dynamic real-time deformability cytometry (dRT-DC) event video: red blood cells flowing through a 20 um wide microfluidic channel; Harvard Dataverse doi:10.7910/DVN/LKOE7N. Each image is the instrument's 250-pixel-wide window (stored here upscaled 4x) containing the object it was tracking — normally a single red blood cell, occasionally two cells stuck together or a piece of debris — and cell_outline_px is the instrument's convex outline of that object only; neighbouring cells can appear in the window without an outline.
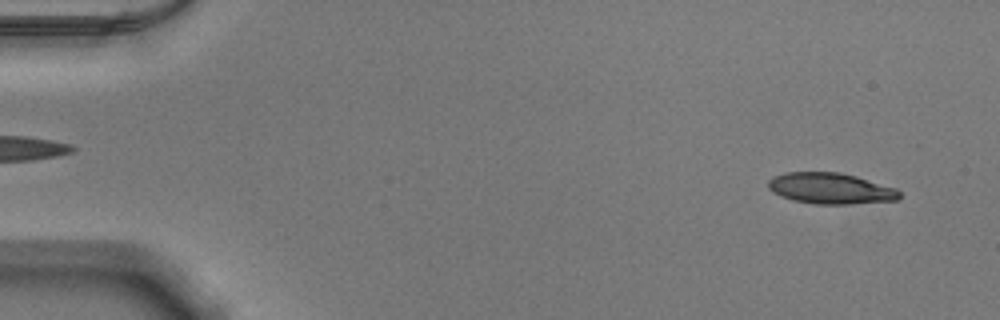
{"species": "Egyptian fruit bat (a non-hibernating species)", "species_latin": "Rousettus aegyptiacus", "temperature_condition": "warm", "stored_images_in_passage": 52, "camera_frame_rate_fps": 3000, "um_per_image_px": 0.085, "animal": {"sex": "male"}, "frame": {"image": 1, "passage_image": 3, "time_ms": 0.667, "image_size_px": [1000, 320], "cell_outline_px": [[900, 196], [896, 200], [848, 204], [816, 204], [792, 200], [780, 196], [772, 192], [768, 188], [768, 180], [772, 176], [784, 172], [840, 172], [856, 176], [896, 188], [900, 192]], "centroid_in_image_um": [70.55, 16.01], "position_along_channel_um": 14.4, "area_um2": 23.81}}
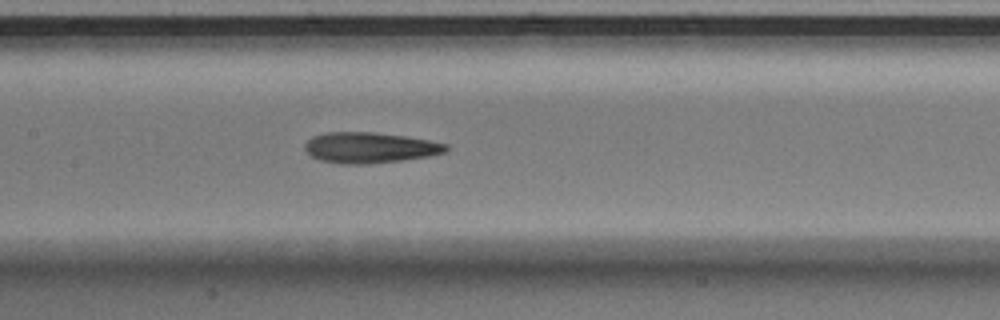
{"frame": {"image": 2, "passage_image": 25, "time_ms": 8.0, "image_size_px": [1000, 320], "cell_outline_px": [[448, 152], [428, 156], [400, 160], [368, 164], [340, 164], [320, 160], [308, 156], [304, 148], [304, 144], [312, 136], [328, 132], [372, 132], [404, 136], [428, 140], [448, 144]], "centroid_in_image_um": [31.39, 12.55], "position_along_channel_um": 176.0, "area_um2": 25.37}}
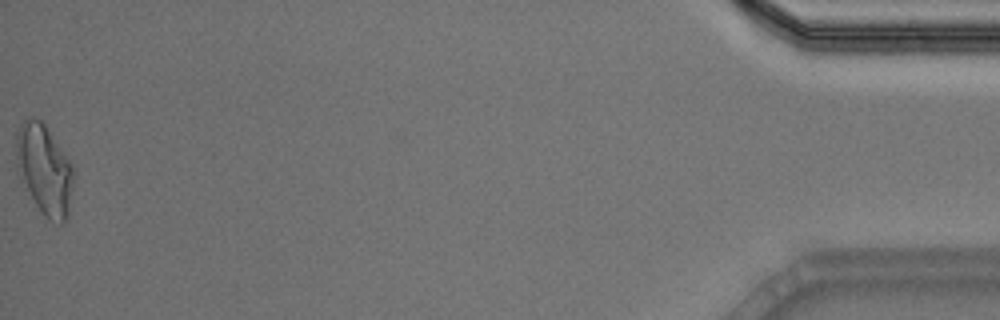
{"frame": {"image": 3, "passage_image": 52, "time_ms": 17.0, "image_size_px": [1000, 320], "cell_outline_px": [[76, 176], [68, 216], [60, 224], [48, 220], [44, 216], [20, 180], [16, 172], [16, 132], [20, 124], [24, 120], [32, 116], [40, 120], [44, 124], [72, 164]], "centroid_in_image_um": [3.78, 14.43], "position_along_channel_um": 431.4, "area_um2": 30.58}, "authors_computed_cell_mechanics": {"area_um2": 24.8251, "velocity_mm_per_s": 3.88, "shape_relaxation_time_tau1_ms": 3.8163, "shape_relaxation_time_tau2_ms": 2.8761, "deformation_change_tau1": 0.1884, "deformation_change_tau2": 0.1371}}